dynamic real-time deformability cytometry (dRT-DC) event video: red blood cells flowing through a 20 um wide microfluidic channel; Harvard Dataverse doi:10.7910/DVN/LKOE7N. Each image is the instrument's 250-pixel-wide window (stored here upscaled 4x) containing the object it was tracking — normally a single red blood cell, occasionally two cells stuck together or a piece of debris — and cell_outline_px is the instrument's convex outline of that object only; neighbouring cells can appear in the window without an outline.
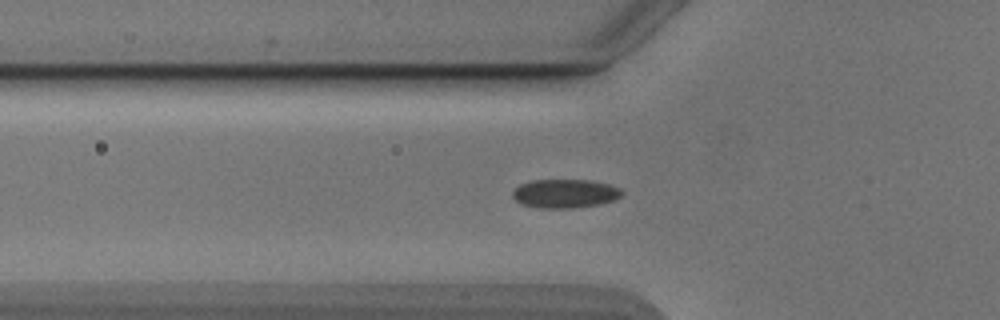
{"species": "Egyptian fruit bat (a non-hibernating species)", "species_latin": "Rousettus aegyptiacus", "temperature_condition": "cold", "stored_images_in_passage": 36, "camera_frame_rate_fps": 3000, "um_per_image_px": 0.085, "animal": {"sex": "male"}, "frame": {"image": 1, "passage_image": 2, "time_ms": 0.333, "image_size_px": [1000, 320], "cell_outline_px": [[624, 192], [616, 200], [600, 204], [576, 208], [540, 208], [520, 204], [512, 196], [512, 192], [520, 184], [532, 180], [592, 180], [608, 184], [620, 188]], "centroid_in_image_um": [48.04, 16.45], "position_along_channel_um": 77.8, "area_um2": 18.5}}
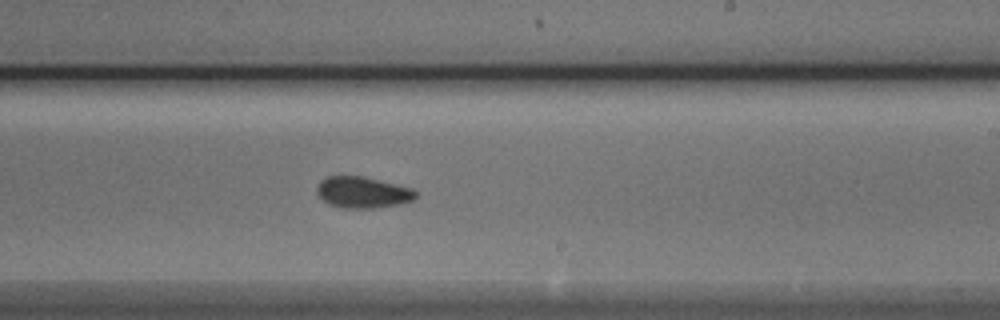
{"frame": {"image": 2, "passage_image": 16, "time_ms": 5.0, "image_size_px": [1000, 320], "cell_outline_px": [[416, 200], [400, 204], [376, 208], [344, 208], [328, 204], [316, 192], [316, 188], [320, 180], [328, 176], [364, 176], [412, 188], [416, 192]], "centroid_in_image_um": [30.84, 16.35], "position_along_channel_um": 258.2, "area_um2": 18.15}}
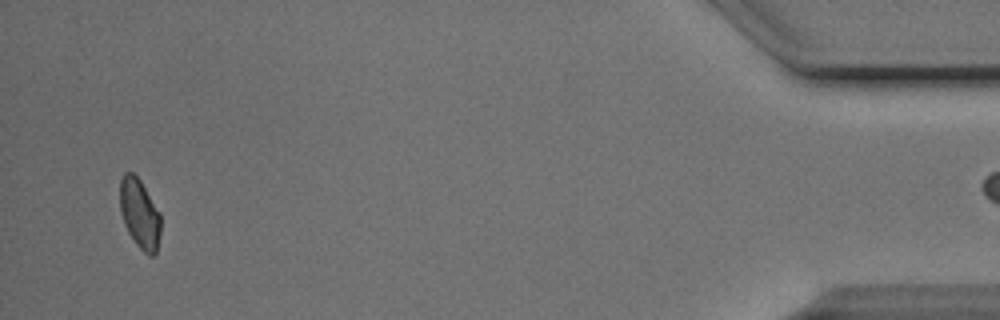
{"frame": {"image": 3, "passage_image": 35, "time_ms": 11.333, "image_size_px": [1000, 320], "cell_outline_px": [[160, 232], [156, 252], [152, 256], [148, 256], [136, 244], [128, 232], [124, 224], [120, 212], [120, 180], [124, 172], [132, 172], [140, 180], [160, 212]], "centroid_in_image_um": [11.86, 18.16], "position_along_channel_um": 423.3, "area_um2": 16.53}}